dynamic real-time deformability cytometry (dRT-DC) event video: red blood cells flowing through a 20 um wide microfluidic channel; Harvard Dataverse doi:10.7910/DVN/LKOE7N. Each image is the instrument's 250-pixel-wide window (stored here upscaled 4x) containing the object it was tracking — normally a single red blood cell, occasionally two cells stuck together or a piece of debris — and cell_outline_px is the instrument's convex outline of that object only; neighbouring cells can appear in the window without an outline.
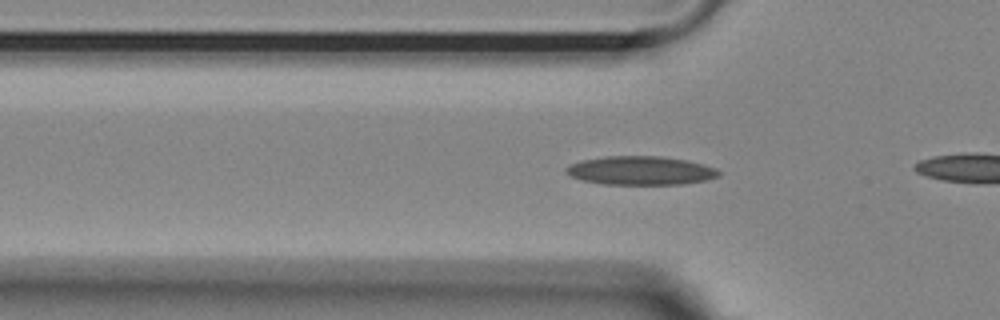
{"species": "Egyptian fruit bat (a non-hibernating species)", "species_latin": "Rousettus aegyptiacus", "temperature_condition": "room temperature", "stored_images_in_passage": 33, "camera_frame_rate_fps": 3000, "um_per_image_px": 0.085, "animal": {"sex": "female"}, "frame": {"image": 1, "passage_image": 5, "time_ms": 1.333, "image_size_px": [1000, 320], "cell_outline_px": [[720, 176], [704, 180], [684, 184], [604, 184], [580, 180], [564, 172], [564, 168], [568, 164], [580, 160], [604, 156], [660, 156], [688, 160], [704, 164], [716, 168], [720, 172]], "centroid_in_image_um": [54.41, 14.49], "position_along_channel_um": 71.4, "area_um2": 25.78}}
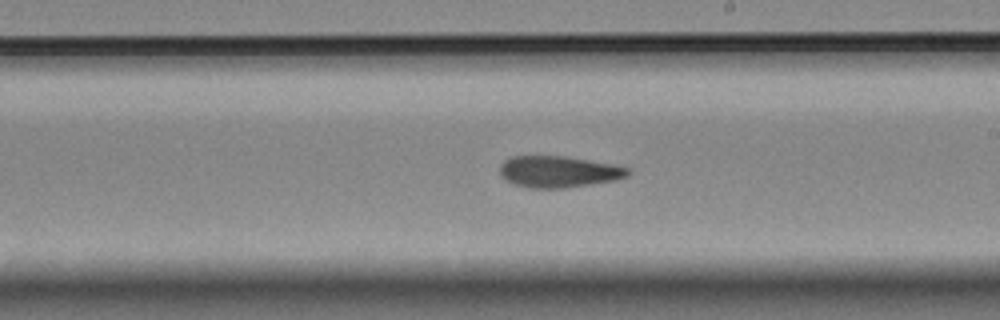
{"frame": {"image": 2, "passage_image": 19, "time_ms": 6.0, "image_size_px": [1000, 320], "cell_outline_px": [[632, 172], [628, 176], [616, 180], [564, 188], [532, 188], [516, 184], [508, 180], [500, 172], [500, 164], [504, 160], [512, 156], [564, 156], [612, 164], [632, 168]], "centroid_in_image_um": [47.54, 14.59], "position_along_channel_um": 241.5, "area_um2": 23.35}}
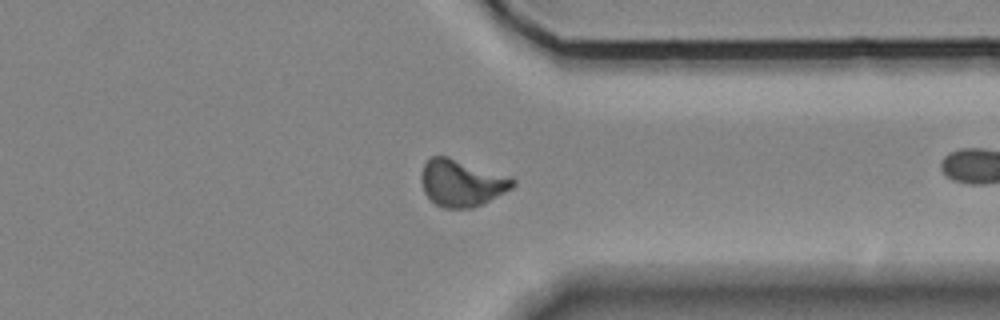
{"frame": {"image": 3, "passage_image": 30, "time_ms": 9.667, "image_size_px": [1000, 320], "cell_outline_px": [[516, 184], [512, 188], [472, 208], [444, 208], [436, 204], [424, 192], [420, 180], [420, 176], [424, 164], [432, 156], [448, 156], [512, 176], [516, 180]], "centroid_in_image_um": [39.25, 15.53], "position_along_channel_um": 372.2, "area_um2": 25.03}, "authors_computed_cell_mechanics": {"area_um2": 23.7558, "velocity_mm_per_s": 3.6266, "shape_relaxation_time_tau1_ms": null, "shape_relaxation_time_tau2_ms": 2.8844, "deformation_change_tau1": null, "deformation_change_tau2": 0.0958}}